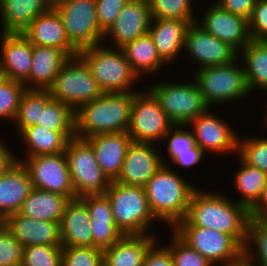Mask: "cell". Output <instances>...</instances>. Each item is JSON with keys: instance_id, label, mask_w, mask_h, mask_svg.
<instances>
[{"instance_id": "1", "label": "cell", "mask_w": 267, "mask_h": 266, "mask_svg": "<svg viewBox=\"0 0 267 266\" xmlns=\"http://www.w3.org/2000/svg\"><path fill=\"white\" fill-rule=\"evenodd\" d=\"M221 193L197 188L186 217L176 226H199L231 235L242 247L246 241L249 210Z\"/></svg>"}, {"instance_id": "2", "label": "cell", "mask_w": 267, "mask_h": 266, "mask_svg": "<svg viewBox=\"0 0 267 266\" xmlns=\"http://www.w3.org/2000/svg\"><path fill=\"white\" fill-rule=\"evenodd\" d=\"M135 92L103 93L75 110V136L127 132Z\"/></svg>"}, {"instance_id": "3", "label": "cell", "mask_w": 267, "mask_h": 266, "mask_svg": "<svg viewBox=\"0 0 267 266\" xmlns=\"http://www.w3.org/2000/svg\"><path fill=\"white\" fill-rule=\"evenodd\" d=\"M177 172L163 164L144 186L152 214L172 229L186 217L192 193L197 189Z\"/></svg>"}, {"instance_id": "4", "label": "cell", "mask_w": 267, "mask_h": 266, "mask_svg": "<svg viewBox=\"0 0 267 266\" xmlns=\"http://www.w3.org/2000/svg\"><path fill=\"white\" fill-rule=\"evenodd\" d=\"M103 44L85 48L78 53L100 89L103 93L138 92L139 88L135 90L134 84L140 78L133 71L122 48Z\"/></svg>"}, {"instance_id": "5", "label": "cell", "mask_w": 267, "mask_h": 266, "mask_svg": "<svg viewBox=\"0 0 267 266\" xmlns=\"http://www.w3.org/2000/svg\"><path fill=\"white\" fill-rule=\"evenodd\" d=\"M105 195L109 199L115 225L123 235H155L150 234V229L157 220L150 210L144 187L112 181Z\"/></svg>"}, {"instance_id": "6", "label": "cell", "mask_w": 267, "mask_h": 266, "mask_svg": "<svg viewBox=\"0 0 267 266\" xmlns=\"http://www.w3.org/2000/svg\"><path fill=\"white\" fill-rule=\"evenodd\" d=\"M238 60L237 58L226 65L208 66L194 71L193 78L210 108L214 104L220 106L227 102L243 101L248 94L250 96L245 70Z\"/></svg>"}, {"instance_id": "7", "label": "cell", "mask_w": 267, "mask_h": 266, "mask_svg": "<svg viewBox=\"0 0 267 266\" xmlns=\"http://www.w3.org/2000/svg\"><path fill=\"white\" fill-rule=\"evenodd\" d=\"M192 80L183 83L156 82L147 88L174 125H187L208 109L212 110L206 104L195 79Z\"/></svg>"}, {"instance_id": "8", "label": "cell", "mask_w": 267, "mask_h": 266, "mask_svg": "<svg viewBox=\"0 0 267 266\" xmlns=\"http://www.w3.org/2000/svg\"><path fill=\"white\" fill-rule=\"evenodd\" d=\"M52 99L65 103L74 111L103 94L86 63L70 57L48 88Z\"/></svg>"}, {"instance_id": "9", "label": "cell", "mask_w": 267, "mask_h": 266, "mask_svg": "<svg viewBox=\"0 0 267 266\" xmlns=\"http://www.w3.org/2000/svg\"><path fill=\"white\" fill-rule=\"evenodd\" d=\"M65 154L75 198L105 194L111 181L97 164L92 146L74 137L67 143Z\"/></svg>"}, {"instance_id": "10", "label": "cell", "mask_w": 267, "mask_h": 266, "mask_svg": "<svg viewBox=\"0 0 267 266\" xmlns=\"http://www.w3.org/2000/svg\"><path fill=\"white\" fill-rule=\"evenodd\" d=\"M172 230L214 266H243V247L231 235L199 226Z\"/></svg>"}, {"instance_id": "11", "label": "cell", "mask_w": 267, "mask_h": 266, "mask_svg": "<svg viewBox=\"0 0 267 266\" xmlns=\"http://www.w3.org/2000/svg\"><path fill=\"white\" fill-rule=\"evenodd\" d=\"M53 6L59 12L68 40L78 51L104 43L96 0H60Z\"/></svg>"}, {"instance_id": "12", "label": "cell", "mask_w": 267, "mask_h": 266, "mask_svg": "<svg viewBox=\"0 0 267 266\" xmlns=\"http://www.w3.org/2000/svg\"><path fill=\"white\" fill-rule=\"evenodd\" d=\"M141 89L134 93L127 133L132 142L160 144L174 124L154 95L146 88Z\"/></svg>"}, {"instance_id": "13", "label": "cell", "mask_w": 267, "mask_h": 266, "mask_svg": "<svg viewBox=\"0 0 267 266\" xmlns=\"http://www.w3.org/2000/svg\"><path fill=\"white\" fill-rule=\"evenodd\" d=\"M16 160L29 171L33 188L75 198L65 152L37 155Z\"/></svg>"}, {"instance_id": "14", "label": "cell", "mask_w": 267, "mask_h": 266, "mask_svg": "<svg viewBox=\"0 0 267 266\" xmlns=\"http://www.w3.org/2000/svg\"><path fill=\"white\" fill-rule=\"evenodd\" d=\"M208 109L191 120L187 126L192 128L196 145L206 154L219 155L238 153V134L226 120L214 115Z\"/></svg>"}, {"instance_id": "15", "label": "cell", "mask_w": 267, "mask_h": 266, "mask_svg": "<svg viewBox=\"0 0 267 266\" xmlns=\"http://www.w3.org/2000/svg\"><path fill=\"white\" fill-rule=\"evenodd\" d=\"M183 51L198 65L196 70L226 65L239 58L235 49L208 33L197 21L191 23L187 29Z\"/></svg>"}, {"instance_id": "16", "label": "cell", "mask_w": 267, "mask_h": 266, "mask_svg": "<svg viewBox=\"0 0 267 266\" xmlns=\"http://www.w3.org/2000/svg\"><path fill=\"white\" fill-rule=\"evenodd\" d=\"M158 145L132 142L127 149L120 175L115 181L127 186L144 187L163 164H169L163 161V155L160 156Z\"/></svg>"}, {"instance_id": "17", "label": "cell", "mask_w": 267, "mask_h": 266, "mask_svg": "<svg viewBox=\"0 0 267 266\" xmlns=\"http://www.w3.org/2000/svg\"><path fill=\"white\" fill-rule=\"evenodd\" d=\"M201 15L202 20L197 19V23L238 53L251 41L245 17L230 13L214 2Z\"/></svg>"}, {"instance_id": "18", "label": "cell", "mask_w": 267, "mask_h": 266, "mask_svg": "<svg viewBox=\"0 0 267 266\" xmlns=\"http://www.w3.org/2000/svg\"><path fill=\"white\" fill-rule=\"evenodd\" d=\"M152 17L148 0H129L119 12L114 24L104 34L112 48H122L138 37L148 34Z\"/></svg>"}, {"instance_id": "19", "label": "cell", "mask_w": 267, "mask_h": 266, "mask_svg": "<svg viewBox=\"0 0 267 266\" xmlns=\"http://www.w3.org/2000/svg\"><path fill=\"white\" fill-rule=\"evenodd\" d=\"M0 73L24 83L32 67L33 44L22 33H1Z\"/></svg>"}, {"instance_id": "20", "label": "cell", "mask_w": 267, "mask_h": 266, "mask_svg": "<svg viewBox=\"0 0 267 266\" xmlns=\"http://www.w3.org/2000/svg\"><path fill=\"white\" fill-rule=\"evenodd\" d=\"M21 33L33 45L61 49L69 58L78 56L79 51L68 40L59 12L53 5L37 16Z\"/></svg>"}, {"instance_id": "21", "label": "cell", "mask_w": 267, "mask_h": 266, "mask_svg": "<svg viewBox=\"0 0 267 266\" xmlns=\"http://www.w3.org/2000/svg\"><path fill=\"white\" fill-rule=\"evenodd\" d=\"M93 148L102 172L112 182L121 172L127 149L132 143L127 132L99 134L85 139Z\"/></svg>"}, {"instance_id": "22", "label": "cell", "mask_w": 267, "mask_h": 266, "mask_svg": "<svg viewBox=\"0 0 267 266\" xmlns=\"http://www.w3.org/2000/svg\"><path fill=\"white\" fill-rule=\"evenodd\" d=\"M6 227L23 247L61 245L59 222L33 219L14 213L6 218Z\"/></svg>"}, {"instance_id": "23", "label": "cell", "mask_w": 267, "mask_h": 266, "mask_svg": "<svg viewBox=\"0 0 267 266\" xmlns=\"http://www.w3.org/2000/svg\"><path fill=\"white\" fill-rule=\"evenodd\" d=\"M90 214L93 247L104 250L119 241L124 235L116 227L109 199L105 194L81 197Z\"/></svg>"}, {"instance_id": "24", "label": "cell", "mask_w": 267, "mask_h": 266, "mask_svg": "<svg viewBox=\"0 0 267 266\" xmlns=\"http://www.w3.org/2000/svg\"><path fill=\"white\" fill-rule=\"evenodd\" d=\"M196 21L152 18L148 33L153 38L161 59L168 65L175 63L184 50L188 27Z\"/></svg>"}, {"instance_id": "25", "label": "cell", "mask_w": 267, "mask_h": 266, "mask_svg": "<svg viewBox=\"0 0 267 266\" xmlns=\"http://www.w3.org/2000/svg\"><path fill=\"white\" fill-rule=\"evenodd\" d=\"M61 245L65 247H93L90 214L81 198L70 199L60 222Z\"/></svg>"}, {"instance_id": "26", "label": "cell", "mask_w": 267, "mask_h": 266, "mask_svg": "<svg viewBox=\"0 0 267 266\" xmlns=\"http://www.w3.org/2000/svg\"><path fill=\"white\" fill-rule=\"evenodd\" d=\"M32 190L29 171L17 161L0 176V212L2 215L7 218L17 213Z\"/></svg>"}, {"instance_id": "27", "label": "cell", "mask_w": 267, "mask_h": 266, "mask_svg": "<svg viewBox=\"0 0 267 266\" xmlns=\"http://www.w3.org/2000/svg\"><path fill=\"white\" fill-rule=\"evenodd\" d=\"M69 57L55 47L33 45L32 67L26 89H48Z\"/></svg>"}, {"instance_id": "28", "label": "cell", "mask_w": 267, "mask_h": 266, "mask_svg": "<svg viewBox=\"0 0 267 266\" xmlns=\"http://www.w3.org/2000/svg\"><path fill=\"white\" fill-rule=\"evenodd\" d=\"M156 236L124 235L114 245L103 250V265L143 266L148 250L159 240V236Z\"/></svg>"}, {"instance_id": "29", "label": "cell", "mask_w": 267, "mask_h": 266, "mask_svg": "<svg viewBox=\"0 0 267 266\" xmlns=\"http://www.w3.org/2000/svg\"><path fill=\"white\" fill-rule=\"evenodd\" d=\"M51 6L49 0H0L1 32L21 33Z\"/></svg>"}, {"instance_id": "30", "label": "cell", "mask_w": 267, "mask_h": 266, "mask_svg": "<svg viewBox=\"0 0 267 266\" xmlns=\"http://www.w3.org/2000/svg\"><path fill=\"white\" fill-rule=\"evenodd\" d=\"M18 134L27 148L25 157L65 152L69 140L76 137L75 132L50 131L38 124L24 128Z\"/></svg>"}, {"instance_id": "31", "label": "cell", "mask_w": 267, "mask_h": 266, "mask_svg": "<svg viewBox=\"0 0 267 266\" xmlns=\"http://www.w3.org/2000/svg\"><path fill=\"white\" fill-rule=\"evenodd\" d=\"M69 200L67 196L33 188L17 213L33 219L60 223Z\"/></svg>"}, {"instance_id": "32", "label": "cell", "mask_w": 267, "mask_h": 266, "mask_svg": "<svg viewBox=\"0 0 267 266\" xmlns=\"http://www.w3.org/2000/svg\"><path fill=\"white\" fill-rule=\"evenodd\" d=\"M122 50L133 71L140 79L145 75L157 76L155 74L163 68L162 65H167L158 54L153 38L149 33L127 43L122 47Z\"/></svg>"}, {"instance_id": "33", "label": "cell", "mask_w": 267, "mask_h": 266, "mask_svg": "<svg viewBox=\"0 0 267 266\" xmlns=\"http://www.w3.org/2000/svg\"><path fill=\"white\" fill-rule=\"evenodd\" d=\"M239 54L250 92L267 90V41L251 40Z\"/></svg>"}, {"instance_id": "34", "label": "cell", "mask_w": 267, "mask_h": 266, "mask_svg": "<svg viewBox=\"0 0 267 266\" xmlns=\"http://www.w3.org/2000/svg\"><path fill=\"white\" fill-rule=\"evenodd\" d=\"M239 170L232 180L236 191L241 195L235 202L244 205L248 210L258 201L267 182V172L245 163L238 155Z\"/></svg>"}, {"instance_id": "35", "label": "cell", "mask_w": 267, "mask_h": 266, "mask_svg": "<svg viewBox=\"0 0 267 266\" xmlns=\"http://www.w3.org/2000/svg\"><path fill=\"white\" fill-rule=\"evenodd\" d=\"M243 266H267V218H249Z\"/></svg>"}, {"instance_id": "36", "label": "cell", "mask_w": 267, "mask_h": 266, "mask_svg": "<svg viewBox=\"0 0 267 266\" xmlns=\"http://www.w3.org/2000/svg\"><path fill=\"white\" fill-rule=\"evenodd\" d=\"M52 99L48 89H25L21 96L18 111L13 122L20 133L24 128L37 125L40 121L41 108Z\"/></svg>"}, {"instance_id": "37", "label": "cell", "mask_w": 267, "mask_h": 266, "mask_svg": "<svg viewBox=\"0 0 267 266\" xmlns=\"http://www.w3.org/2000/svg\"><path fill=\"white\" fill-rule=\"evenodd\" d=\"M75 111L63 102L51 99L41 108L38 125L50 131L75 132Z\"/></svg>"}, {"instance_id": "38", "label": "cell", "mask_w": 267, "mask_h": 266, "mask_svg": "<svg viewBox=\"0 0 267 266\" xmlns=\"http://www.w3.org/2000/svg\"><path fill=\"white\" fill-rule=\"evenodd\" d=\"M192 1L193 0H148V3L152 18L197 21L200 16L194 15V3H192Z\"/></svg>"}, {"instance_id": "39", "label": "cell", "mask_w": 267, "mask_h": 266, "mask_svg": "<svg viewBox=\"0 0 267 266\" xmlns=\"http://www.w3.org/2000/svg\"><path fill=\"white\" fill-rule=\"evenodd\" d=\"M26 87L22 82L7 79L0 73V118L15 120L21 96ZM13 120V121H12Z\"/></svg>"}, {"instance_id": "40", "label": "cell", "mask_w": 267, "mask_h": 266, "mask_svg": "<svg viewBox=\"0 0 267 266\" xmlns=\"http://www.w3.org/2000/svg\"><path fill=\"white\" fill-rule=\"evenodd\" d=\"M252 137H239L237 155L248 165L267 172V137Z\"/></svg>"}, {"instance_id": "41", "label": "cell", "mask_w": 267, "mask_h": 266, "mask_svg": "<svg viewBox=\"0 0 267 266\" xmlns=\"http://www.w3.org/2000/svg\"><path fill=\"white\" fill-rule=\"evenodd\" d=\"M62 245H32L23 248L21 266H61Z\"/></svg>"}, {"instance_id": "42", "label": "cell", "mask_w": 267, "mask_h": 266, "mask_svg": "<svg viewBox=\"0 0 267 266\" xmlns=\"http://www.w3.org/2000/svg\"><path fill=\"white\" fill-rule=\"evenodd\" d=\"M170 245H164L171 254L173 266H214L198 251L185 243L172 230Z\"/></svg>"}, {"instance_id": "43", "label": "cell", "mask_w": 267, "mask_h": 266, "mask_svg": "<svg viewBox=\"0 0 267 266\" xmlns=\"http://www.w3.org/2000/svg\"><path fill=\"white\" fill-rule=\"evenodd\" d=\"M61 266H104L103 250L97 247L62 246Z\"/></svg>"}, {"instance_id": "44", "label": "cell", "mask_w": 267, "mask_h": 266, "mask_svg": "<svg viewBox=\"0 0 267 266\" xmlns=\"http://www.w3.org/2000/svg\"><path fill=\"white\" fill-rule=\"evenodd\" d=\"M187 125H174L164 137L167 142V154L172 161L178 153L190 152L196 144L192 130H188Z\"/></svg>"}, {"instance_id": "45", "label": "cell", "mask_w": 267, "mask_h": 266, "mask_svg": "<svg viewBox=\"0 0 267 266\" xmlns=\"http://www.w3.org/2000/svg\"><path fill=\"white\" fill-rule=\"evenodd\" d=\"M23 248L6 226L0 228V266H21Z\"/></svg>"}, {"instance_id": "46", "label": "cell", "mask_w": 267, "mask_h": 266, "mask_svg": "<svg viewBox=\"0 0 267 266\" xmlns=\"http://www.w3.org/2000/svg\"><path fill=\"white\" fill-rule=\"evenodd\" d=\"M129 0H96L97 22L105 34Z\"/></svg>"}, {"instance_id": "47", "label": "cell", "mask_w": 267, "mask_h": 266, "mask_svg": "<svg viewBox=\"0 0 267 266\" xmlns=\"http://www.w3.org/2000/svg\"><path fill=\"white\" fill-rule=\"evenodd\" d=\"M250 39L267 41V0H258L248 19Z\"/></svg>"}, {"instance_id": "48", "label": "cell", "mask_w": 267, "mask_h": 266, "mask_svg": "<svg viewBox=\"0 0 267 266\" xmlns=\"http://www.w3.org/2000/svg\"><path fill=\"white\" fill-rule=\"evenodd\" d=\"M157 240L148 250L143 266H173L170 251L166 247H159Z\"/></svg>"}, {"instance_id": "49", "label": "cell", "mask_w": 267, "mask_h": 266, "mask_svg": "<svg viewBox=\"0 0 267 266\" xmlns=\"http://www.w3.org/2000/svg\"><path fill=\"white\" fill-rule=\"evenodd\" d=\"M258 0H216L224 10L249 19Z\"/></svg>"}, {"instance_id": "50", "label": "cell", "mask_w": 267, "mask_h": 266, "mask_svg": "<svg viewBox=\"0 0 267 266\" xmlns=\"http://www.w3.org/2000/svg\"><path fill=\"white\" fill-rule=\"evenodd\" d=\"M205 152L198 146L194 145L190 152L178 153V155L171 161L175 166H181V168H194L199 164L205 156Z\"/></svg>"}, {"instance_id": "51", "label": "cell", "mask_w": 267, "mask_h": 266, "mask_svg": "<svg viewBox=\"0 0 267 266\" xmlns=\"http://www.w3.org/2000/svg\"><path fill=\"white\" fill-rule=\"evenodd\" d=\"M3 138L0 141V176L3 175L14 163L17 162L16 156L14 155L9 146L5 144Z\"/></svg>"}, {"instance_id": "52", "label": "cell", "mask_w": 267, "mask_h": 266, "mask_svg": "<svg viewBox=\"0 0 267 266\" xmlns=\"http://www.w3.org/2000/svg\"><path fill=\"white\" fill-rule=\"evenodd\" d=\"M249 216L253 218H267V182L258 201L249 209Z\"/></svg>"}, {"instance_id": "53", "label": "cell", "mask_w": 267, "mask_h": 266, "mask_svg": "<svg viewBox=\"0 0 267 266\" xmlns=\"http://www.w3.org/2000/svg\"><path fill=\"white\" fill-rule=\"evenodd\" d=\"M5 226H6V218L0 212V228H3Z\"/></svg>"}, {"instance_id": "54", "label": "cell", "mask_w": 267, "mask_h": 266, "mask_svg": "<svg viewBox=\"0 0 267 266\" xmlns=\"http://www.w3.org/2000/svg\"><path fill=\"white\" fill-rule=\"evenodd\" d=\"M265 92H266V95H267V90H265ZM265 112H266V114H265V116H264V126L266 125V127H267V106H266V110H265Z\"/></svg>"}, {"instance_id": "55", "label": "cell", "mask_w": 267, "mask_h": 266, "mask_svg": "<svg viewBox=\"0 0 267 266\" xmlns=\"http://www.w3.org/2000/svg\"><path fill=\"white\" fill-rule=\"evenodd\" d=\"M58 1H60V0H49V2L52 4V5H54L56 2H58Z\"/></svg>"}]
</instances>
